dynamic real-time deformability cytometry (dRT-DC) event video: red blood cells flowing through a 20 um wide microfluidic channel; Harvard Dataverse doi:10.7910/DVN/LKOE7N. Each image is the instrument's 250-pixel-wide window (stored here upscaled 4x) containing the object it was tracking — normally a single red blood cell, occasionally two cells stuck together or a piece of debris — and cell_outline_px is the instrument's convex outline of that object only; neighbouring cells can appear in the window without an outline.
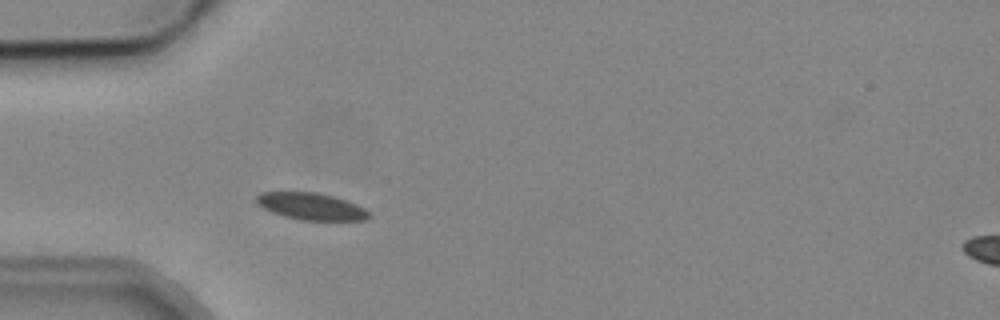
{"species": "common noctule bat (a hibernating species)", "species_latin": "Nyctalus noctula", "temperature_condition": "cold", "stored_images_in_passage": 3, "camera_frame_rate_fps": 3000, "um_per_image_px": 0.085, "animal": {"sex": "male", "body_mass_g": 19.2, "forearm_length_mm": 51.8}, "frame": {"image": 1, "passage_image": 3, "time_ms": 2.333, "image_size_px": [1000, 320], "cell_outline_px": [[372, 216], [368, 220], [304, 220], [284, 216], [272, 212], [256, 204], [256, 196], [260, 192], [316, 192], [336, 196], [356, 204], [364, 208]], "centroid_in_image_um": [26.46, 17.53], "position_along_channel_um": 58.5, "area_um2": 17.74}}